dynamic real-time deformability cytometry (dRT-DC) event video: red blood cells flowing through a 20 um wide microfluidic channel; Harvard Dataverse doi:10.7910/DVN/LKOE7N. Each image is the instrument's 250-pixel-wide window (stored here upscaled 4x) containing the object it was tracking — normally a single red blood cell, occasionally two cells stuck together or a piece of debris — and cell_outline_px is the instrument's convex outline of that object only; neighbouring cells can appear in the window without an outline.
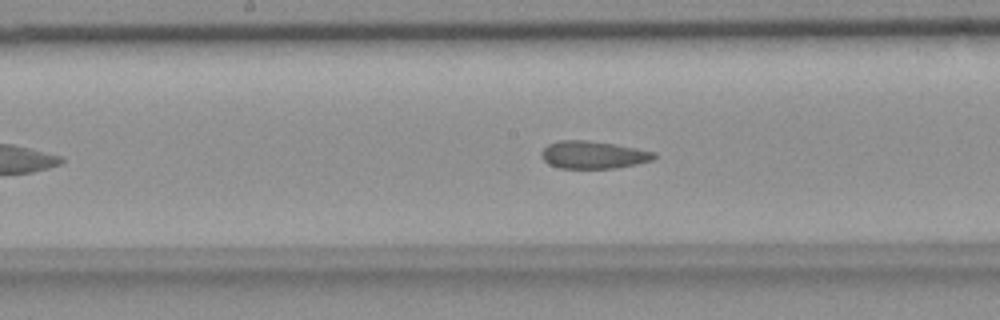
{"species": "common noctule bat (a hibernating species)", "species_latin": "Nyctalus noctula", "temperature_condition": "room temperature", "stored_images_in_passage": 42, "camera_frame_rate_fps": 3000, "um_per_image_px": 0.085, "animal": {"sex": "female", "body_mass_g": 18.4}, "frame": {"image": 1, "passage_image": 20, "time_ms": 6.333, "image_size_px": [1000, 320], "cell_outline_px": [[656, 156], [652, 160], [636, 164], [616, 168], [560, 168], [548, 164], [540, 156], [540, 152], [548, 144], [560, 140], [588, 140], [616, 144], [656, 152]], "centroid_in_image_um": [50.41, 13.15], "position_along_channel_um": 197.8, "area_um2": 18.21}}
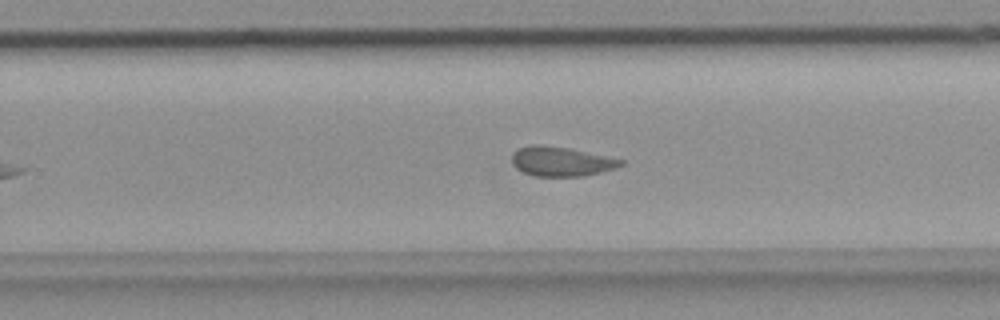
{"frame": {"image": 2, "passage_image": 27, "time_ms": 8.667, "image_size_px": [1000, 320], "cell_outline_px": [[624, 164], [616, 168], [584, 176], [536, 176], [524, 172], [516, 168], [512, 164], [512, 156], [520, 148], [532, 144], [540, 144], [568, 148], [624, 160]], "centroid_in_image_um": [47.7, 13.72], "position_along_channel_um": 282.1, "area_um2": 18.5}}
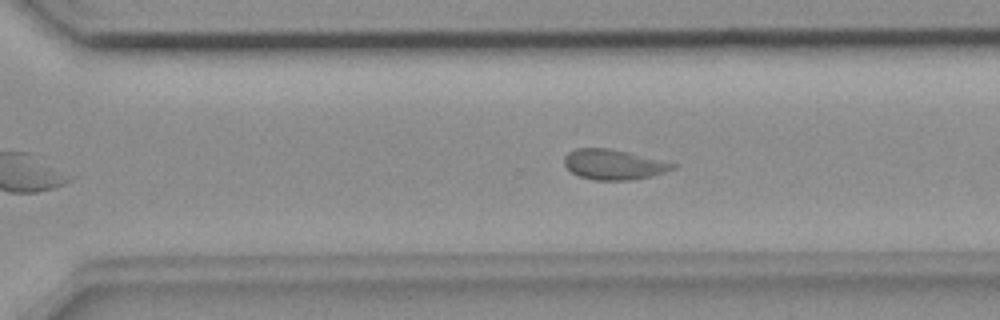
{"frame": {"image": 3, "passage_image": 30, "time_ms": 9.667, "image_size_px": [1000, 320], "cell_outline_px": [[676, 168], [652, 176], [632, 180], [592, 180], [580, 176], [572, 172], [564, 164], [564, 156], [568, 152], [576, 148], [608, 148], [628, 152], [676, 164]], "centroid_in_image_um": [52.14, 13.98], "position_along_channel_um": 318.5, "area_um2": 18.96}, "authors_computed_cell_mechanics": {"area_um2": 19.2185, "velocity_mm_per_s": 3.6146, "shape_relaxation_time_tau1_ms": null, "shape_relaxation_time_tau2_ms": 1.514, "deformation_change_tau1": null, "deformation_change_tau2": 0.0681}}